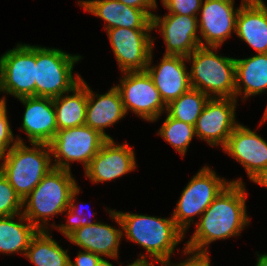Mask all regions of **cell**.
Wrapping results in <instances>:
<instances>
[{
	"mask_svg": "<svg viewBox=\"0 0 267 266\" xmlns=\"http://www.w3.org/2000/svg\"><path fill=\"white\" fill-rule=\"evenodd\" d=\"M17 140L5 154L0 171L24 200L54 166L49 144L32 143L34 147L29 148L21 138Z\"/></svg>",
	"mask_w": 267,
	"mask_h": 266,
	"instance_id": "obj_3",
	"label": "cell"
},
{
	"mask_svg": "<svg viewBox=\"0 0 267 266\" xmlns=\"http://www.w3.org/2000/svg\"><path fill=\"white\" fill-rule=\"evenodd\" d=\"M0 92L1 91V80H0ZM6 105V99L5 97H3L2 99H0V107H4Z\"/></svg>",
	"mask_w": 267,
	"mask_h": 266,
	"instance_id": "obj_40",
	"label": "cell"
},
{
	"mask_svg": "<svg viewBox=\"0 0 267 266\" xmlns=\"http://www.w3.org/2000/svg\"><path fill=\"white\" fill-rule=\"evenodd\" d=\"M256 266H267V254L258 255V262Z\"/></svg>",
	"mask_w": 267,
	"mask_h": 266,
	"instance_id": "obj_38",
	"label": "cell"
},
{
	"mask_svg": "<svg viewBox=\"0 0 267 266\" xmlns=\"http://www.w3.org/2000/svg\"><path fill=\"white\" fill-rule=\"evenodd\" d=\"M96 266H113L109 261L105 260L104 258H100Z\"/></svg>",
	"mask_w": 267,
	"mask_h": 266,
	"instance_id": "obj_39",
	"label": "cell"
},
{
	"mask_svg": "<svg viewBox=\"0 0 267 266\" xmlns=\"http://www.w3.org/2000/svg\"><path fill=\"white\" fill-rule=\"evenodd\" d=\"M5 150L0 146V159L3 160V158L5 157Z\"/></svg>",
	"mask_w": 267,
	"mask_h": 266,
	"instance_id": "obj_41",
	"label": "cell"
},
{
	"mask_svg": "<svg viewBox=\"0 0 267 266\" xmlns=\"http://www.w3.org/2000/svg\"><path fill=\"white\" fill-rule=\"evenodd\" d=\"M48 230H39L31 239L25 256L36 266H70V257L54 239Z\"/></svg>",
	"mask_w": 267,
	"mask_h": 266,
	"instance_id": "obj_26",
	"label": "cell"
},
{
	"mask_svg": "<svg viewBox=\"0 0 267 266\" xmlns=\"http://www.w3.org/2000/svg\"><path fill=\"white\" fill-rule=\"evenodd\" d=\"M125 114L124 105L116 87L111 88L106 94L97 96V94L93 95V91L87 85L85 125L99 131L107 139H112L105 133L104 128L113 125Z\"/></svg>",
	"mask_w": 267,
	"mask_h": 266,
	"instance_id": "obj_21",
	"label": "cell"
},
{
	"mask_svg": "<svg viewBox=\"0 0 267 266\" xmlns=\"http://www.w3.org/2000/svg\"><path fill=\"white\" fill-rule=\"evenodd\" d=\"M121 3H124L126 6H130L133 8L145 10L151 17L154 15L152 12L148 10L156 8V0H118Z\"/></svg>",
	"mask_w": 267,
	"mask_h": 266,
	"instance_id": "obj_35",
	"label": "cell"
},
{
	"mask_svg": "<svg viewBox=\"0 0 267 266\" xmlns=\"http://www.w3.org/2000/svg\"><path fill=\"white\" fill-rule=\"evenodd\" d=\"M235 72V99L243 90L240 83L244 85V98L263 93L267 89V53L235 59Z\"/></svg>",
	"mask_w": 267,
	"mask_h": 266,
	"instance_id": "obj_24",
	"label": "cell"
},
{
	"mask_svg": "<svg viewBox=\"0 0 267 266\" xmlns=\"http://www.w3.org/2000/svg\"><path fill=\"white\" fill-rule=\"evenodd\" d=\"M203 0H163L162 4L169 10V14L197 17Z\"/></svg>",
	"mask_w": 267,
	"mask_h": 266,
	"instance_id": "obj_31",
	"label": "cell"
},
{
	"mask_svg": "<svg viewBox=\"0 0 267 266\" xmlns=\"http://www.w3.org/2000/svg\"><path fill=\"white\" fill-rule=\"evenodd\" d=\"M79 5L106 21V30L112 28L153 29L152 17L145 10L126 6L118 0L80 1Z\"/></svg>",
	"mask_w": 267,
	"mask_h": 266,
	"instance_id": "obj_19",
	"label": "cell"
},
{
	"mask_svg": "<svg viewBox=\"0 0 267 266\" xmlns=\"http://www.w3.org/2000/svg\"><path fill=\"white\" fill-rule=\"evenodd\" d=\"M153 29L112 28L109 40L122 72L146 71L153 48L148 34ZM148 32V33H147Z\"/></svg>",
	"mask_w": 267,
	"mask_h": 266,
	"instance_id": "obj_11",
	"label": "cell"
},
{
	"mask_svg": "<svg viewBox=\"0 0 267 266\" xmlns=\"http://www.w3.org/2000/svg\"><path fill=\"white\" fill-rule=\"evenodd\" d=\"M235 32L258 54L267 53V6L262 0L242 1Z\"/></svg>",
	"mask_w": 267,
	"mask_h": 266,
	"instance_id": "obj_20",
	"label": "cell"
},
{
	"mask_svg": "<svg viewBox=\"0 0 267 266\" xmlns=\"http://www.w3.org/2000/svg\"><path fill=\"white\" fill-rule=\"evenodd\" d=\"M120 86H115L121 96L125 112L130 109L148 121H155L164 111L165 103L147 71L125 72Z\"/></svg>",
	"mask_w": 267,
	"mask_h": 266,
	"instance_id": "obj_10",
	"label": "cell"
},
{
	"mask_svg": "<svg viewBox=\"0 0 267 266\" xmlns=\"http://www.w3.org/2000/svg\"><path fill=\"white\" fill-rule=\"evenodd\" d=\"M22 213L19 222H14L17 215L0 217V252L5 254L23 252L26 254L31 239L39 231ZM23 222V223H22ZM24 222H28L24 224Z\"/></svg>",
	"mask_w": 267,
	"mask_h": 266,
	"instance_id": "obj_25",
	"label": "cell"
},
{
	"mask_svg": "<svg viewBox=\"0 0 267 266\" xmlns=\"http://www.w3.org/2000/svg\"><path fill=\"white\" fill-rule=\"evenodd\" d=\"M36 46L18 45L0 57L1 91L16 98L35 96Z\"/></svg>",
	"mask_w": 267,
	"mask_h": 266,
	"instance_id": "obj_9",
	"label": "cell"
},
{
	"mask_svg": "<svg viewBox=\"0 0 267 266\" xmlns=\"http://www.w3.org/2000/svg\"><path fill=\"white\" fill-rule=\"evenodd\" d=\"M80 188H76L75 191L71 194L70 196V203H69V206L66 210H68V218L69 220H67V224H62L60 225L59 227L57 226L56 228L60 230V232H62L66 237H68L70 234H72L75 230L83 227V226H86V225H92L94 224L93 222L91 221H88L86 219H84L82 217V213H79L77 212L78 208H82V207H76L74 205V202H75V196L76 194L79 193V190Z\"/></svg>",
	"mask_w": 267,
	"mask_h": 266,
	"instance_id": "obj_30",
	"label": "cell"
},
{
	"mask_svg": "<svg viewBox=\"0 0 267 266\" xmlns=\"http://www.w3.org/2000/svg\"><path fill=\"white\" fill-rule=\"evenodd\" d=\"M100 258V255L84 250V252H79L74 263L70 258V266H96Z\"/></svg>",
	"mask_w": 267,
	"mask_h": 266,
	"instance_id": "obj_33",
	"label": "cell"
},
{
	"mask_svg": "<svg viewBox=\"0 0 267 266\" xmlns=\"http://www.w3.org/2000/svg\"><path fill=\"white\" fill-rule=\"evenodd\" d=\"M152 51L146 67L147 73L151 76L165 107L172 101L179 98L190 88L189 72L186 70L184 61L186 57L164 55L159 66L151 67Z\"/></svg>",
	"mask_w": 267,
	"mask_h": 266,
	"instance_id": "obj_16",
	"label": "cell"
},
{
	"mask_svg": "<svg viewBox=\"0 0 267 266\" xmlns=\"http://www.w3.org/2000/svg\"><path fill=\"white\" fill-rule=\"evenodd\" d=\"M186 60L192 61L189 72L191 88L207 94L210 98V92L214 95L213 98H235L234 58L216 55L210 47L199 46Z\"/></svg>",
	"mask_w": 267,
	"mask_h": 266,
	"instance_id": "obj_5",
	"label": "cell"
},
{
	"mask_svg": "<svg viewBox=\"0 0 267 266\" xmlns=\"http://www.w3.org/2000/svg\"><path fill=\"white\" fill-rule=\"evenodd\" d=\"M136 168L134 151L127 144L117 145L108 139L85 169L86 176L93 183L105 182Z\"/></svg>",
	"mask_w": 267,
	"mask_h": 266,
	"instance_id": "obj_15",
	"label": "cell"
},
{
	"mask_svg": "<svg viewBox=\"0 0 267 266\" xmlns=\"http://www.w3.org/2000/svg\"><path fill=\"white\" fill-rule=\"evenodd\" d=\"M73 95L53 98L58 130L85 125L87 107V83L83 79L71 90Z\"/></svg>",
	"mask_w": 267,
	"mask_h": 266,
	"instance_id": "obj_23",
	"label": "cell"
},
{
	"mask_svg": "<svg viewBox=\"0 0 267 266\" xmlns=\"http://www.w3.org/2000/svg\"><path fill=\"white\" fill-rule=\"evenodd\" d=\"M122 235L123 232L119 229L101 222H94L92 225H86L75 230L67 238L85 251L100 256L117 258Z\"/></svg>",
	"mask_w": 267,
	"mask_h": 266,
	"instance_id": "obj_22",
	"label": "cell"
},
{
	"mask_svg": "<svg viewBox=\"0 0 267 266\" xmlns=\"http://www.w3.org/2000/svg\"><path fill=\"white\" fill-rule=\"evenodd\" d=\"M245 188L242 180L231 183L214 199L200 215L197 230L188 241L184 254L207 252V245L217 239L240 234L249 223L245 206Z\"/></svg>",
	"mask_w": 267,
	"mask_h": 266,
	"instance_id": "obj_1",
	"label": "cell"
},
{
	"mask_svg": "<svg viewBox=\"0 0 267 266\" xmlns=\"http://www.w3.org/2000/svg\"><path fill=\"white\" fill-rule=\"evenodd\" d=\"M251 181L261 185V186H265L267 187V167L260 170L255 176H253L251 179Z\"/></svg>",
	"mask_w": 267,
	"mask_h": 266,
	"instance_id": "obj_36",
	"label": "cell"
},
{
	"mask_svg": "<svg viewBox=\"0 0 267 266\" xmlns=\"http://www.w3.org/2000/svg\"><path fill=\"white\" fill-rule=\"evenodd\" d=\"M110 216L121 226L128 240L144 247L149 257H155L162 266H170V256L184 233L174 219L123 213L110 210Z\"/></svg>",
	"mask_w": 267,
	"mask_h": 266,
	"instance_id": "obj_2",
	"label": "cell"
},
{
	"mask_svg": "<svg viewBox=\"0 0 267 266\" xmlns=\"http://www.w3.org/2000/svg\"><path fill=\"white\" fill-rule=\"evenodd\" d=\"M230 183L217 177L209 167H203L182 192L172 214L175 225L184 233L193 222L192 217L202 215Z\"/></svg>",
	"mask_w": 267,
	"mask_h": 266,
	"instance_id": "obj_8",
	"label": "cell"
},
{
	"mask_svg": "<svg viewBox=\"0 0 267 266\" xmlns=\"http://www.w3.org/2000/svg\"><path fill=\"white\" fill-rule=\"evenodd\" d=\"M81 56L70 55L59 49L36 47L35 96L56 98L71 92L81 81L77 74L72 76L74 63Z\"/></svg>",
	"mask_w": 267,
	"mask_h": 266,
	"instance_id": "obj_6",
	"label": "cell"
},
{
	"mask_svg": "<svg viewBox=\"0 0 267 266\" xmlns=\"http://www.w3.org/2000/svg\"><path fill=\"white\" fill-rule=\"evenodd\" d=\"M200 9V33L206 47L217 49L236 31L239 8L234 11V0H205Z\"/></svg>",
	"mask_w": 267,
	"mask_h": 266,
	"instance_id": "obj_14",
	"label": "cell"
},
{
	"mask_svg": "<svg viewBox=\"0 0 267 266\" xmlns=\"http://www.w3.org/2000/svg\"><path fill=\"white\" fill-rule=\"evenodd\" d=\"M25 105L22 129L30 143L49 144L58 131L53 99L30 96L19 99Z\"/></svg>",
	"mask_w": 267,
	"mask_h": 266,
	"instance_id": "obj_18",
	"label": "cell"
},
{
	"mask_svg": "<svg viewBox=\"0 0 267 266\" xmlns=\"http://www.w3.org/2000/svg\"><path fill=\"white\" fill-rule=\"evenodd\" d=\"M77 187L69 170L54 167L23 200L26 208L22 214L38 230H46L42 223L46 224L50 216L67 211L70 196Z\"/></svg>",
	"mask_w": 267,
	"mask_h": 266,
	"instance_id": "obj_4",
	"label": "cell"
},
{
	"mask_svg": "<svg viewBox=\"0 0 267 266\" xmlns=\"http://www.w3.org/2000/svg\"><path fill=\"white\" fill-rule=\"evenodd\" d=\"M199 20L194 16H183L179 14H167L163 18L152 16V28L160 26L166 44L165 55L189 56L199 46L206 47L197 36Z\"/></svg>",
	"mask_w": 267,
	"mask_h": 266,
	"instance_id": "obj_13",
	"label": "cell"
},
{
	"mask_svg": "<svg viewBox=\"0 0 267 266\" xmlns=\"http://www.w3.org/2000/svg\"><path fill=\"white\" fill-rule=\"evenodd\" d=\"M262 122H264L265 120H267V107H266V110L264 112V115H263V118H262Z\"/></svg>",
	"mask_w": 267,
	"mask_h": 266,
	"instance_id": "obj_42",
	"label": "cell"
},
{
	"mask_svg": "<svg viewBox=\"0 0 267 266\" xmlns=\"http://www.w3.org/2000/svg\"><path fill=\"white\" fill-rule=\"evenodd\" d=\"M175 266H210L209 255L207 252H196L191 258Z\"/></svg>",
	"mask_w": 267,
	"mask_h": 266,
	"instance_id": "obj_34",
	"label": "cell"
},
{
	"mask_svg": "<svg viewBox=\"0 0 267 266\" xmlns=\"http://www.w3.org/2000/svg\"><path fill=\"white\" fill-rule=\"evenodd\" d=\"M209 98L207 94L197 89L190 88L179 98L170 102L166 106V111L170 117L195 126Z\"/></svg>",
	"mask_w": 267,
	"mask_h": 266,
	"instance_id": "obj_27",
	"label": "cell"
},
{
	"mask_svg": "<svg viewBox=\"0 0 267 266\" xmlns=\"http://www.w3.org/2000/svg\"><path fill=\"white\" fill-rule=\"evenodd\" d=\"M223 150L244 166L250 179L267 167V142L241 124L233 130Z\"/></svg>",
	"mask_w": 267,
	"mask_h": 266,
	"instance_id": "obj_17",
	"label": "cell"
},
{
	"mask_svg": "<svg viewBox=\"0 0 267 266\" xmlns=\"http://www.w3.org/2000/svg\"><path fill=\"white\" fill-rule=\"evenodd\" d=\"M128 266H153L152 263H149L146 256L142 255L141 258L134 261V263L129 264Z\"/></svg>",
	"mask_w": 267,
	"mask_h": 266,
	"instance_id": "obj_37",
	"label": "cell"
},
{
	"mask_svg": "<svg viewBox=\"0 0 267 266\" xmlns=\"http://www.w3.org/2000/svg\"><path fill=\"white\" fill-rule=\"evenodd\" d=\"M235 98H209L198 117L195 136L209 145L225 146L233 130L239 125L235 121Z\"/></svg>",
	"mask_w": 267,
	"mask_h": 266,
	"instance_id": "obj_12",
	"label": "cell"
},
{
	"mask_svg": "<svg viewBox=\"0 0 267 266\" xmlns=\"http://www.w3.org/2000/svg\"><path fill=\"white\" fill-rule=\"evenodd\" d=\"M158 133L184 156L187 152L188 145L195 135V128L188 123L176 120L167 115Z\"/></svg>",
	"mask_w": 267,
	"mask_h": 266,
	"instance_id": "obj_28",
	"label": "cell"
},
{
	"mask_svg": "<svg viewBox=\"0 0 267 266\" xmlns=\"http://www.w3.org/2000/svg\"><path fill=\"white\" fill-rule=\"evenodd\" d=\"M107 140L87 125L58 130L49 143L51 154L55 157L53 166L70 171L69 162L80 161L86 169Z\"/></svg>",
	"mask_w": 267,
	"mask_h": 266,
	"instance_id": "obj_7",
	"label": "cell"
},
{
	"mask_svg": "<svg viewBox=\"0 0 267 266\" xmlns=\"http://www.w3.org/2000/svg\"><path fill=\"white\" fill-rule=\"evenodd\" d=\"M6 105L0 110V146L7 151L9 145L13 143L16 145L18 140H14L8 118H7ZM14 141V142H13Z\"/></svg>",
	"mask_w": 267,
	"mask_h": 266,
	"instance_id": "obj_32",
	"label": "cell"
},
{
	"mask_svg": "<svg viewBox=\"0 0 267 266\" xmlns=\"http://www.w3.org/2000/svg\"><path fill=\"white\" fill-rule=\"evenodd\" d=\"M23 200L0 171V217L19 215Z\"/></svg>",
	"mask_w": 267,
	"mask_h": 266,
	"instance_id": "obj_29",
	"label": "cell"
}]
</instances>
